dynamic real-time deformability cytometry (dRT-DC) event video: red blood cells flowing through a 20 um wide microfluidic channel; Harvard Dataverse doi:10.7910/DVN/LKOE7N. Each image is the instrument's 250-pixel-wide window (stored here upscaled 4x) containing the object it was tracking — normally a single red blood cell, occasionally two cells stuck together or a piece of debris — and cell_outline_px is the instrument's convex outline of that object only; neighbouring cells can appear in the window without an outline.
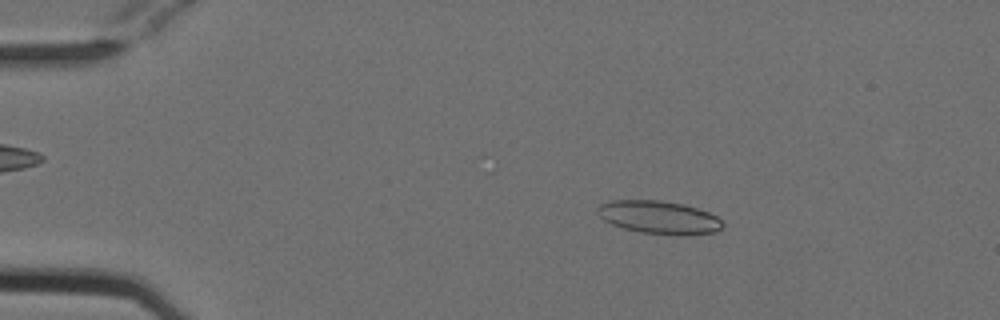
{"species": "Egyptian fruit bat (a non-hibernating species)", "species_latin": "Rousettus aegyptiacus", "temperature_condition": "cold", "stored_images_in_passage": 53, "camera_frame_rate_fps": 3000, "um_per_image_px": 0.085, "animal": {"sex": "female"}, "frame": {"image": 1, "passage_image": 9, "time_ms": 2.667, "image_size_px": [1000, 320], "cell_outline_px": [[724, 224], [716, 232], [680, 236], [640, 232], [624, 228], [612, 224], [604, 220], [596, 212], [596, 208], [600, 204], [612, 200], [660, 200], [684, 204], [708, 212], [716, 216]], "centroid_in_image_um": [56.0, 18.47], "position_along_channel_um": 29.0, "area_um2": 24.16}}
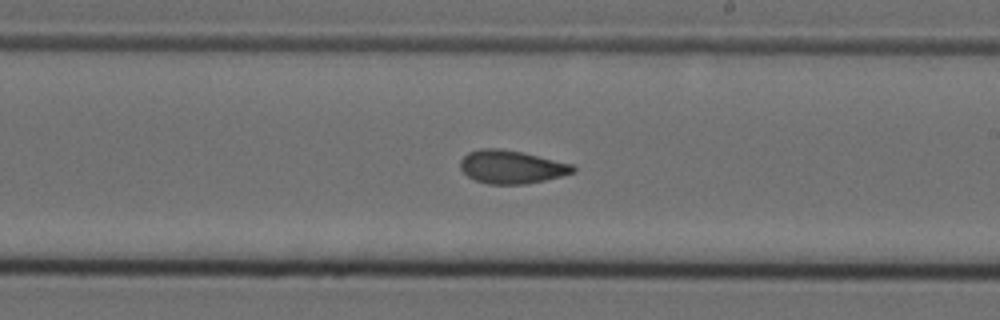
{"frame": {"image": 2, "passage_image": 31, "time_ms": 10.0, "image_size_px": [1000, 320], "cell_outline_px": [[576, 168], [572, 172], [560, 176], [544, 180], [524, 184], [488, 184], [476, 180], [468, 176], [460, 168], [460, 160], [468, 152], [480, 148], [500, 148], [524, 152], [572, 164]], "centroid_in_image_um": [43.44, 14.17], "position_along_channel_um": 245.6, "area_um2": 21.73}}
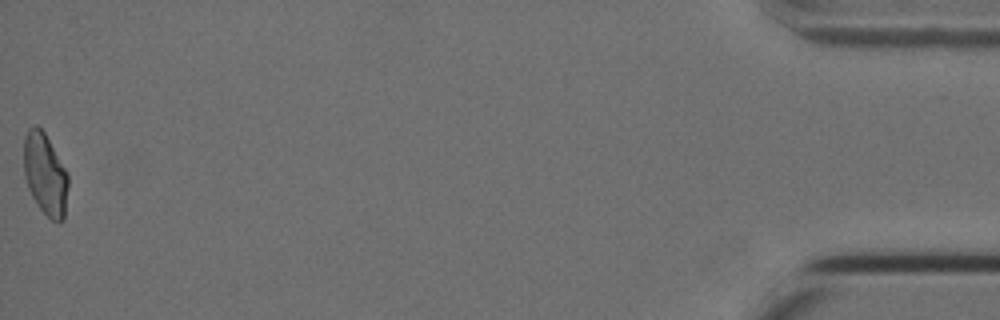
{"frame": {"image": 3, "passage_image": 53, "time_ms": 17.333, "image_size_px": [1000, 320], "cell_outline_px": [[68, 184], [64, 220], [60, 224], [52, 220], [40, 208], [32, 196], [28, 188], [24, 176], [24, 136], [28, 128], [36, 124], [44, 132], [64, 168], [68, 176]], "centroid_in_image_um": [3.83, 14.82], "position_along_channel_um": 431.4, "area_um2": 20.98}, "authors_computed_cell_mechanics": {"area_um2": 21.964, "velocity_mm_per_s": 3.8136, "shape_relaxation_time_tau1_ms": null, "shape_relaxation_time_tau2_ms": 1.9141, "deformation_change_tau1": null, "deformation_change_tau2": 0.0824}}